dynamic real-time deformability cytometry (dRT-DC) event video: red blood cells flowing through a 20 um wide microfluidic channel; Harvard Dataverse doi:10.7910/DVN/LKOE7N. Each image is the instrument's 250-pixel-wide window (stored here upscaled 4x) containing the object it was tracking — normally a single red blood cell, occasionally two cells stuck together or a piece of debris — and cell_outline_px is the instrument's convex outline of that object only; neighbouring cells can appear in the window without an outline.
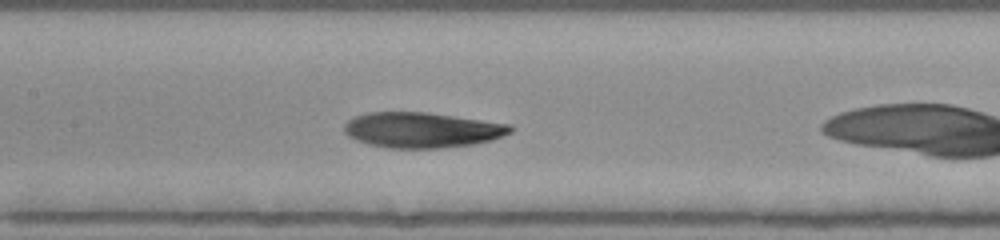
{"species": "human", "species_latin": "Homo sapiens", "temperature_condition": "room temperature", "stored_images_in_passage": 33, "camera_frame_rate_fps": 3000, "um_per_image_px": 0.085, "donor": {"sex": "female"}, "frame": {"image": 1, "passage_image": 6, "time_ms": 1.667, "image_size_px": [1000, 240], "cell_outline_px": [[516, 128], [512, 132], [504, 136], [492, 140], [472, 144], [440, 148], [388, 148], [368, 144], [356, 140], [348, 136], [344, 132], [344, 124], [348, 120], [364, 112], [424, 112], [512, 124]], "centroid_in_image_um": [35.88, 11.05], "position_along_channel_um": 171.5, "area_um2": 34.45}}
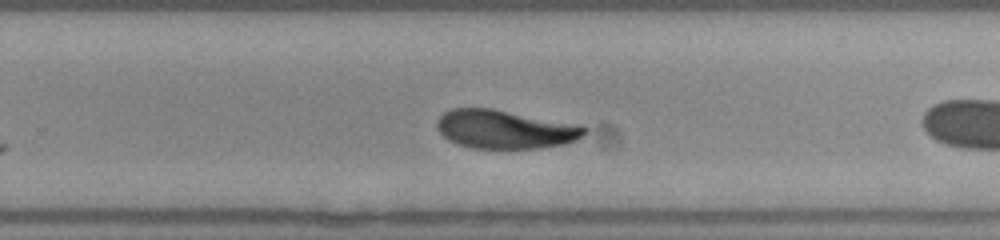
{"frame": {"image": 2, "passage_image": 15, "time_ms": 4.667, "image_size_px": [1000, 240], "cell_outline_px": [[588, 132], [584, 136], [576, 140], [564, 144], [540, 148], [472, 148], [456, 144], [448, 140], [436, 128], [436, 120], [444, 112], [452, 108], [492, 108], [584, 124], [588, 128]], "centroid_in_image_um": [42.98, 10.98], "position_along_channel_um": 286.8, "area_um2": 33.87}}
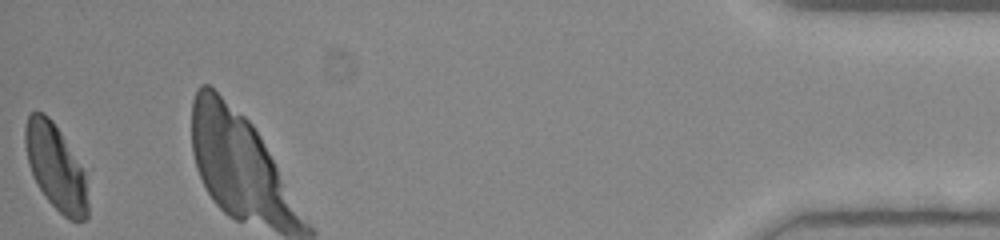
{"frame": {"image": 3, "passage_image": 33, "time_ms": 10.667, "image_size_px": [1000, 240], "cell_outline_px": [[88, 216], [84, 220], [68, 220], [48, 200], [40, 188], [28, 164], [24, 144], [24, 128], [28, 116], [32, 112], [44, 112], [52, 120], [60, 132], [84, 172], [88, 204]], "centroid_in_image_um": [4.71, 14.2], "position_along_channel_um": 430.5, "area_um2": 30.69}, "authors_computed_cell_mechanics": {"area_um2": 34.1598, "velocity_mm_per_s": 3.8565, "shape_relaxation_time_tau1_ms": 6.9522, "shape_relaxation_time_tau2_ms": 1.242, "deformation_change_tau1": 0.2064, "deformation_change_tau2": 0.0687}}